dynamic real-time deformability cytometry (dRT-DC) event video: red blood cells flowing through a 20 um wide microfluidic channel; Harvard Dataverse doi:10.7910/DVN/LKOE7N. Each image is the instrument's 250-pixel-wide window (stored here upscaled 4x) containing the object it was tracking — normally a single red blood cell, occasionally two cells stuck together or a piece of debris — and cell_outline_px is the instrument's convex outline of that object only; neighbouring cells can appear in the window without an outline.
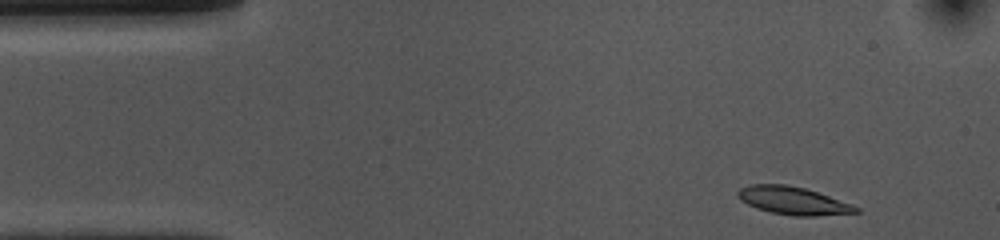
{"species": "common noctule bat (a hibernating species)", "species_latin": "Nyctalus noctula", "temperature_condition": "cold", "stored_images_in_passage": 40, "camera_frame_rate_fps": 3000, "um_per_image_px": 0.085, "animal": {"sex": "female", "body_mass_g": 10.0, "forearm_length_mm": 53.1}, "frame": {"image": 1, "passage_image": 1, "time_ms": 0.0, "image_size_px": [1000, 240], "cell_outline_px": [[860, 212], [816, 216], [796, 216], [772, 212], [756, 208], [740, 200], [736, 196], [736, 192], [740, 188], [748, 184], [784, 184], [804, 188], [828, 196], [860, 208]], "centroid_in_image_um": [67.35, 17.05], "position_along_channel_um": 17.7, "area_um2": 18.96}}
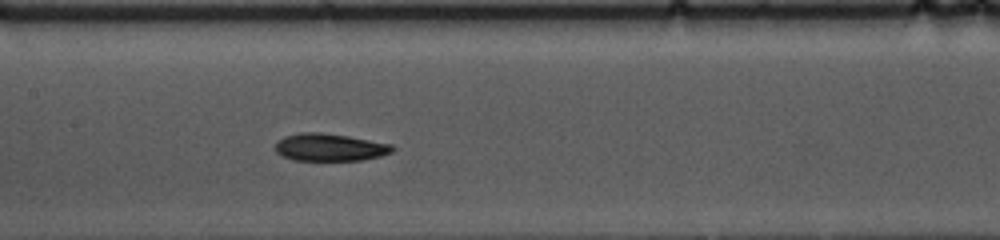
{"frame": {"image": 2, "passage_image": 20, "time_ms": 6.333, "image_size_px": [1000, 240], "cell_outline_px": [[396, 148], [392, 152], [380, 156], [364, 160], [292, 160], [280, 156], [276, 152], [276, 140], [284, 136], [300, 132], [320, 132], [348, 136], [392, 144]], "centroid_in_image_um": [28.01, 12.52], "position_along_channel_um": 179.4, "area_um2": 18.96}}
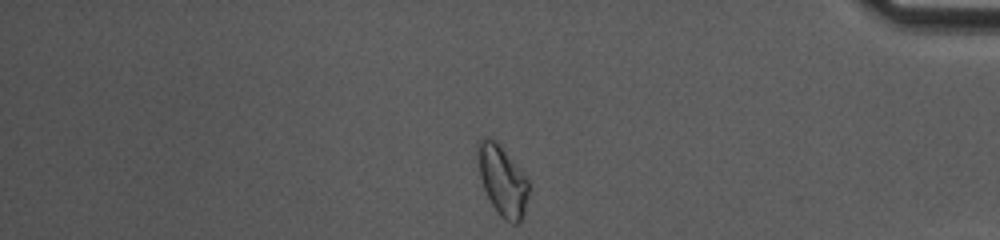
{"frame": {"image": 3, "passage_image": 40, "time_ms": 13.0, "image_size_px": [1000, 240], "cell_outline_px": [[528, 192], [524, 216], [520, 224], [512, 224], [504, 220], [500, 216], [492, 204], [484, 188], [480, 176], [476, 152], [476, 144], [484, 136], [492, 140], [524, 172], [528, 180]], "centroid_in_image_um": [42.71, 15.4], "position_along_channel_um": 392.5, "area_um2": 20.58}, "authors_computed_cell_mechanics": {"area_um2": 19.0451, "velocity_mm_per_s": 3.696, "shape_relaxation_time_tau1_ms": 2.8537, "shape_relaxation_time_tau2_ms": 7.5623, "deformation_change_tau1": 0.113, "deformation_change_tau2": 0.1537}}